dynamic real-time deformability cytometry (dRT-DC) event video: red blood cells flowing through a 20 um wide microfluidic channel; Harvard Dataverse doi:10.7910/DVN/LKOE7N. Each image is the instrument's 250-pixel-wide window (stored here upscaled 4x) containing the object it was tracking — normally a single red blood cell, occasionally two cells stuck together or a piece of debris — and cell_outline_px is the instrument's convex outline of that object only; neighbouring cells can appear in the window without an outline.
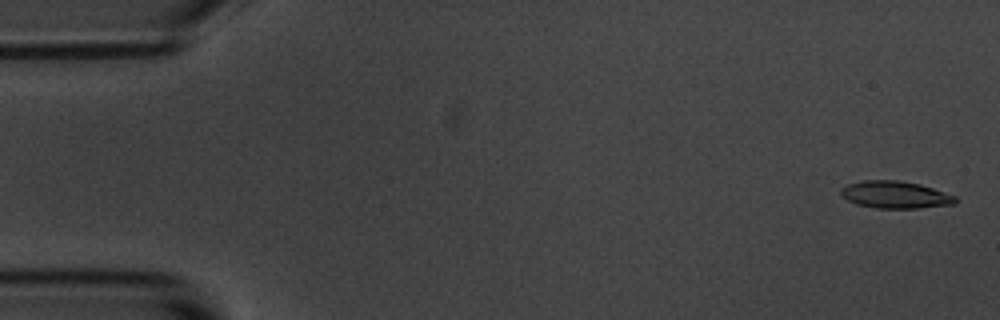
{"species": "common noctule bat (a hibernating species)", "species_latin": "Nyctalus noctula", "temperature_condition": "room temperature", "stored_images_in_passage": 5, "camera_frame_rate_fps": 3000, "um_per_image_px": 0.085, "animal": {"sex": "male", "body_mass_g": 20.1, "forearm_length_mm": 53.5}, "frame": {"image": 1, "passage_image": 1, "time_ms": 0.0, "image_size_px": [1000, 320], "cell_outline_px": [[960, 200], [956, 204], [916, 208], [876, 208], [856, 204], [840, 196], [840, 188], [848, 184], [864, 180], [896, 180], [920, 184], [956, 196]], "centroid_in_image_um": [76.1, 16.55], "position_along_channel_um": 8.9, "area_um2": 18.26}}
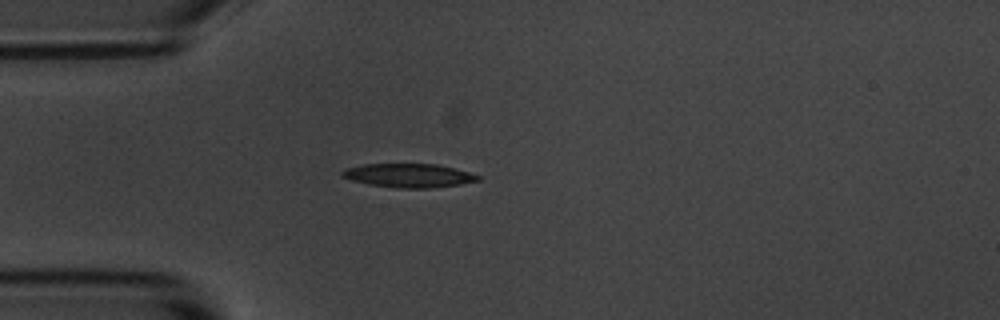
{"frame": {"image": 2, "passage_image": 4, "time_ms": 4.333, "image_size_px": [1000, 320], "cell_outline_px": [[480, 180], [460, 184], [432, 188], [396, 188], [368, 184], [352, 180], [340, 176], [340, 172], [344, 168], [364, 164], [436, 164], [468, 172], [480, 176]], "centroid_in_image_um": [34.69, 14.92], "position_along_channel_um": 50.3, "area_um2": 18.79}}